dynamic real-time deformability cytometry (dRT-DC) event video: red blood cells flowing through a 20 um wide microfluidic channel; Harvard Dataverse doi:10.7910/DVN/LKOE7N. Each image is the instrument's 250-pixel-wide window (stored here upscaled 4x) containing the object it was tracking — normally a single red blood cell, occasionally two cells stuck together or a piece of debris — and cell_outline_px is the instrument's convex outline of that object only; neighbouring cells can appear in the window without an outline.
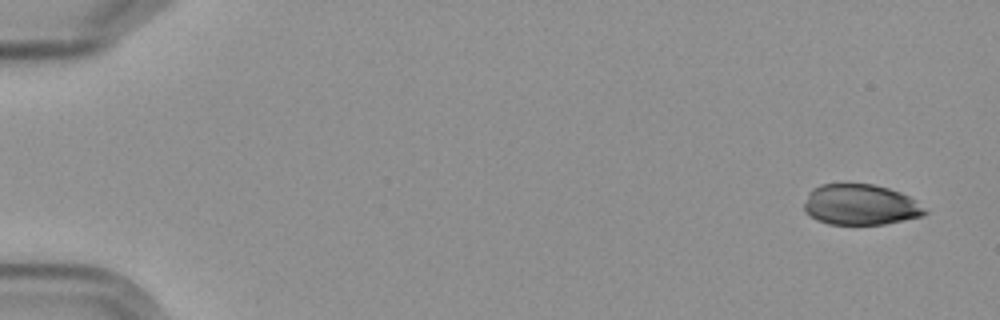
{"species": "Egyptian fruit bat (a non-hibernating species)", "species_latin": "Rousettus aegyptiacus", "temperature_condition": "cold", "stored_images_in_passage": 14, "camera_frame_rate_fps": 3000, "um_per_image_px": 0.085, "frame": {"image": 1, "passage_image": 1, "time_ms": 0.0, "image_size_px": [1000, 320], "cell_outline_px": [[928, 212], [924, 216], [884, 224], [828, 224], [816, 220], [804, 212], [804, 204], [808, 192], [812, 188], [820, 184], [872, 184], [888, 188], [900, 192], [916, 200]], "centroid_in_image_um": [73.12, 17.4], "position_along_channel_um": 11.9, "area_um2": 28.78}}
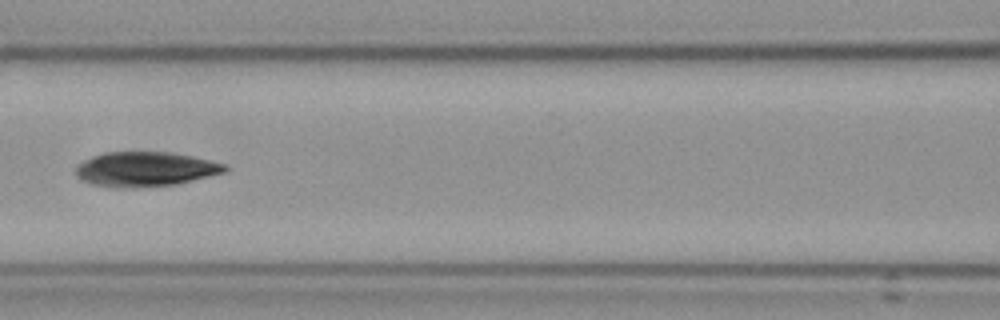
{"frame": {"image": 2, "passage_image": 7, "time_ms": 8.0, "image_size_px": [1000, 320], "cell_outline_px": [[228, 168], [224, 172], [176, 184], [124, 188], [116, 188], [92, 184], [76, 176], [76, 168], [84, 160], [92, 156], [104, 152], [168, 152], [192, 156], [224, 164]], "centroid_in_image_um": [12.31, 14.37], "position_along_channel_um": 154.3, "area_um2": 29.71}}
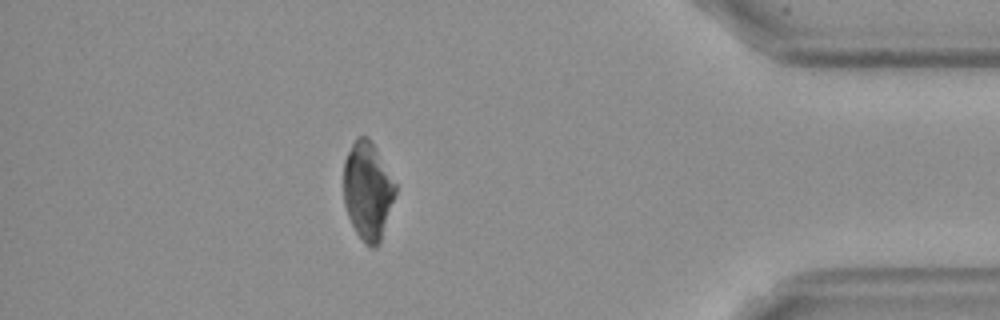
{"frame": {"image": 3, "passage_image": 14, "time_ms": 16.0, "image_size_px": [1000, 320], "cell_outline_px": [[396, 192], [380, 240], [376, 248], [368, 248], [364, 244], [356, 232], [348, 216], [344, 204], [344, 160], [356, 136], [368, 136], [372, 140], [396, 184]], "centroid_in_image_um": [31.24, 16.2], "position_along_channel_um": 404.0, "area_um2": 29.54}}